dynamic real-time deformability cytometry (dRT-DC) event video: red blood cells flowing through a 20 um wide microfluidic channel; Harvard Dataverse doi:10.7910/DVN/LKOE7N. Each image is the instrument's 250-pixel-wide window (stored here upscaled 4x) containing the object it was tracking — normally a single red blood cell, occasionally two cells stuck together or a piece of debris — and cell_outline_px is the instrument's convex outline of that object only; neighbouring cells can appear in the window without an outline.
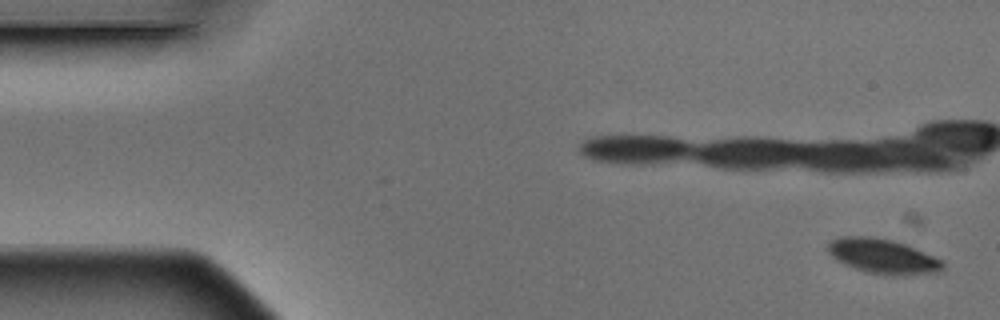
{"species": "Egyptian fruit bat (a non-hibernating species)", "species_latin": "Rousettus aegyptiacus", "temperature_condition": "warm", "stored_images_in_passage": 10, "camera_frame_rate_fps": 3000, "um_per_image_px": 0.085, "animal": {"sex": "male"}, "frame": {"image": 1, "passage_image": 1, "time_ms": 0.0, "image_size_px": [1000, 320], "cell_outline_px": [[944, 268], [940, 272], [904, 276], [892, 276], [864, 272], [844, 264], [836, 260], [828, 252], [828, 244], [832, 240], [840, 236], [872, 236], [892, 240], [916, 248], [940, 260], [944, 264]], "centroid_in_image_um": [75.03, 21.8], "position_along_channel_um": 10.0, "area_um2": 23.47}}
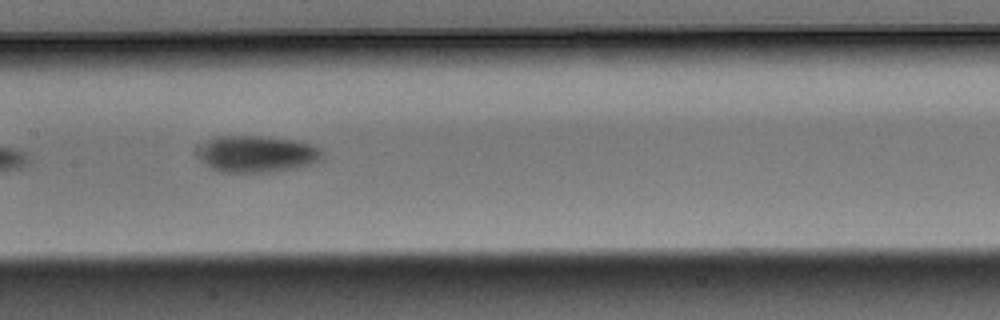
{"frame": {"image": 2, "passage_image": 9, "time_ms": 2.667, "image_size_px": [1000, 320], "cell_outline_px": [[320, 160], [308, 164], [292, 168], [272, 172], [220, 172], [204, 164], [200, 160], [204, 144], [212, 136], [268, 136], [296, 140], [320, 148]], "centroid_in_image_um": [21.83, 13.08], "position_along_channel_um": 185.6, "area_um2": 26.13}}
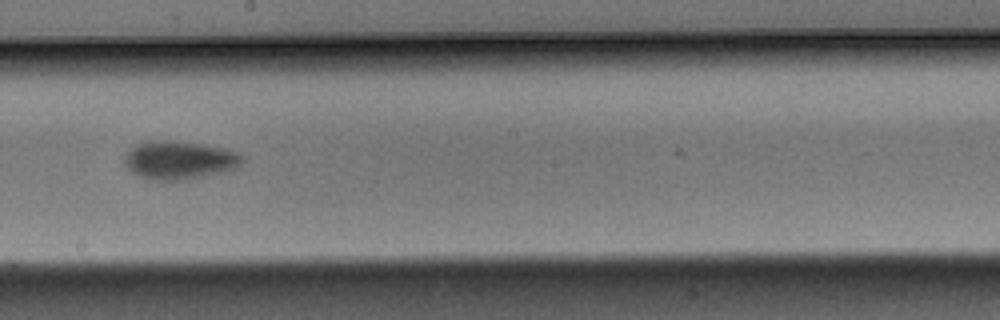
{"frame": {"image": 3, "passage_image": 10, "time_ms": 3.0, "image_size_px": [1000, 320], "cell_outline_px": [[244, 160], [236, 168], [224, 172], [184, 180], [148, 180], [132, 172], [124, 164], [124, 156], [128, 148], [136, 144], [148, 140], [172, 140], [204, 144], [228, 148], [244, 156]], "centroid_in_image_um": [15.23, 13.59], "position_along_channel_um": 233.0, "area_um2": 26.82}}